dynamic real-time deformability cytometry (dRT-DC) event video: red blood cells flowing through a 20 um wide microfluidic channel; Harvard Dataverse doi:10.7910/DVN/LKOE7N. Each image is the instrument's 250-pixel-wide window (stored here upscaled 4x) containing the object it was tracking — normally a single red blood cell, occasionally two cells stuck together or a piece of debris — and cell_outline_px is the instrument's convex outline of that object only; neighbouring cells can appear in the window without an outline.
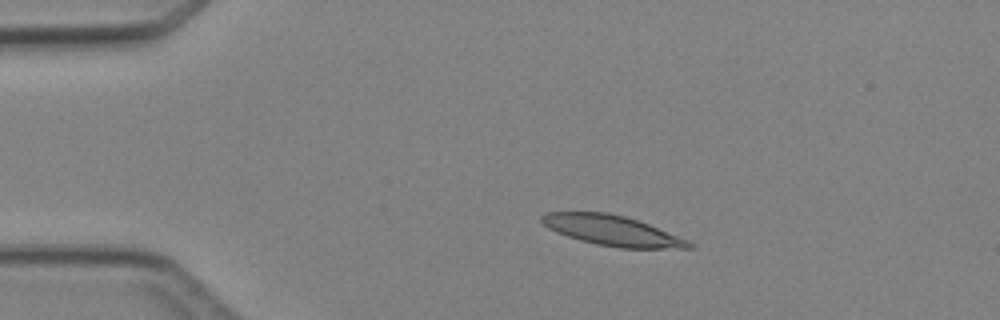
{"species": "Egyptian fruit bat (a non-hibernating species)", "species_latin": "Rousettus aegyptiacus", "temperature_condition": "cold", "stored_images_in_passage": 4, "camera_frame_rate_fps": 3000, "um_per_image_px": 0.085, "animal": {"sex": "female"}, "frame": {"image": 1, "passage_image": 3, "time_ms": 2.333, "image_size_px": [1000, 320], "cell_outline_px": [[696, 244], [692, 248], [620, 248], [596, 244], [580, 240], [556, 232], [548, 228], [540, 220], [540, 216], [544, 212], [608, 212], [624, 216], [648, 224], [688, 240]], "centroid_in_image_um": [52.02, 19.59], "position_along_channel_um": 33.0, "area_um2": 25.78}}